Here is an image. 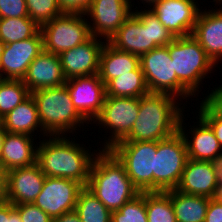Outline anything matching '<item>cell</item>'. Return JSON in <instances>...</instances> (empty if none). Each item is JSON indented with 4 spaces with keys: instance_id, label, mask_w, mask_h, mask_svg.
Here are the masks:
<instances>
[{
    "instance_id": "6da1fadb",
    "label": "cell",
    "mask_w": 222,
    "mask_h": 222,
    "mask_svg": "<svg viewBox=\"0 0 222 222\" xmlns=\"http://www.w3.org/2000/svg\"><path fill=\"white\" fill-rule=\"evenodd\" d=\"M70 137L71 135L47 136L41 140L39 135L36 163L46 177L70 179L86 187L91 165L100 149H94L91 153L88 149H91V145L86 147L84 143H78L75 137Z\"/></svg>"
},
{
    "instance_id": "7a4b0ae2",
    "label": "cell",
    "mask_w": 222,
    "mask_h": 222,
    "mask_svg": "<svg viewBox=\"0 0 222 222\" xmlns=\"http://www.w3.org/2000/svg\"><path fill=\"white\" fill-rule=\"evenodd\" d=\"M185 105L170 94L148 93L141 96L137 119L130 133L119 142H157L168 138L178 131Z\"/></svg>"
},
{
    "instance_id": "3957f363",
    "label": "cell",
    "mask_w": 222,
    "mask_h": 222,
    "mask_svg": "<svg viewBox=\"0 0 222 222\" xmlns=\"http://www.w3.org/2000/svg\"><path fill=\"white\" fill-rule=\"evenodd\" d=\"M86 188L111 212L140 194L119 160L109 150L102 149L93 160Z\"/></svg>"
},
{
    "instance_id": "277c9868",
    "label": "cell",
    "mask_w": 222,
    "mask_h": 222,
    "mask_svg": "<svg viewBox=\"0 0 222 222\" xmlns=\"http://www.w3.org/2000/svg\"><path fill=\"white\" fill-rule=\"evenodd\" d=\"M144 9V10H143ZM133 10L108 41L114 48L141 56L175 38L149 9Z\"/></svg>"
},
{
    "instance_id": "5b68a950",
    "label": "cell",
    "mask_w": 222,
    "mask_h": 222,
    "mask_svg": "<svg viewBox=\"0 0 222 222\" xmlns=\"http://www.w3.org/2000/svg\"><path fill=\"white\" fill-rule=\"evenodd\" d=\"M31 95L37 105L42 130L48 136L68 134L73 136L77 129L80 130L79 128H83L82 131H84V123L90 124L74 107L65 84L59 87L39 89L32 92Z\"/></svg>"
},
{
    "instance_id": "8992f818",
    "label": "cell",
    "mask_w": 222,
    "mask_h": 222,
    "mask_svg": "<svg viewBox=\"0 0 222 222\" xmlns=\"http://www.w3.org/2000/svg\"><path fill=\"white\" fill-rule=\"evenodd\" d=\"M167 47L178 81L194 97L199 96L203 88L200 85L211 77L208 74L213 73L217 65L192 35L175 37Z\"/></svg>"
},
{
    "instance_id": "52a82bcc",
    "label": "cell",
    "mask_w": 222,
    "mask_h": 222,
    "mask_svg": "<svg viewBox=\"0 0 222 222\" xmlns=\"http://www.w3.org/2000/svg\"><path fill=\"white\" fill-rule=\"evenodd\" d=\"M140 67L149 93L170 94L181 102L194 98L178 81L167 45L158 46L141 55Z\"/></svg>"
},
{
    "instance_id": "ba28073f",
    "label": "cell",
    "mask_w": 222,
    "mask_h": 222,
    "mask_svg": "<svg viewBox=\"0 0 222 222\" xmlns=\"http://www.w3.org/2000/svg\"><path fill=\"white\" fill-rule=\"evenodd\" d=\"M109 151L124 166L139 192H153V171L157 142H117Z\"/></svg>"
},
{
    "instance_id": "9c48e42d",
    "label": "cell",
    "mask_w": 222,
    "mask_h": 222,
    "mask_svg": "<svg viewBox=\"0 0 222 222\" xmlns=\"http://www.w3.org/2000/svg\"><path fill=\"white\" fill-rule=\"evenodd\" d=\"M188 160L185 141L177 131L166 139L157 141L153 171V192L175 189Z\"/></svg>"
},
{
    "instance_id": "30bf717a",
    "label": "cell",
    "mask_w": 222,
    "mask_h": 222,
    "mask_svg": "<svg viewBox=\"0 0 222 222\" xmlns=\"http://www.w3.org/2000/svg\"><path fill=\"white\" fill-rule=\"evenodd\" d=\"M85 14L62 13L40 26L43 50L59 55L88 41L92 35Z\"/></svg>"
},
{
    "instance_id": "8fae6325",
    "label": "cell",
    "mask_w": 222,
    "mask_h": 222,
    "mask_svg": "<svg viewBox=\"0 0 222 222\" xmlns=\"http://www.w3.org/2000/svg\"><path fill=\"white\" fill-rule=\"evenodd\" d=\"M140 108V98L132 97H106L100 114L92 122L99 128L107 130L110 136L105 138L101 150H109L117 142L122 141L131 131L137 119ZM107 138V139H106Z\"/></svg>"
},
{
    "instance_id": "7c38bea8",
    "label": "cell",
    "mask_w": 222,
    "mask_h": 222,
    "mask_svg": "<svg viewBox=\"0 0 222 222\" xmlns=\"http://www.w3.org/2000/svg\"><path fill=\"white\" fill-rule=\"evenodd\" d=\"M199 6L195 0H159L148 9L174 37H182L192 34L203 7Z\"/></svg>"
},
{
    "instance_id": "4fadbf2b",
    "label": "cell",
    "mask_w": 222,
    "mask_h": 222,
    "mask_svg": "<svg viewBox=\"0 0 222 222\" xmlns=\"http://www.w3.org/2000/svg\"><path fill=\"white\" fill-rule=\"evenodd\" d=\"M132 10L128 0H93L85 13L86 19L91 20L88 21L91 35L109 41Z\"/></svg>"
},
{
    "instance_id": "5bb4252c",
    "label": "cell",
    "mask_w": 222,
    "mask_h": 222,
    "mask_svg": "<svg viewBox=\"0 0 222 222\" xmlns=\"http://www.w3.org/2000/svg\"><path fill=\"white\" fill-rule=\"evenodd\" d=\"M65 85L76 110L92 125V121L100 114L106 98L104 82L96 74L66 79Z\"/></svg>"
},
{
    "instance_id": "9a60e30c",
    "label": "cell",
    "mask_w": 222,
    "mask_h": 222,
    "mask_svg": "<svg viewBox=\"0 0 222 222\" xmlns=\"http://www.w3.org/2000/svg\"><path fill=\"white\" fill-rule=\"evenodd\" d=\"M83 188L74 180L46 177L43 188L33 203L53 219L75 210L79 192Z\"/></svg>"
},
{
    "instance_id": "2e32d148",
    "label": "cell",
    "mask_w": 222,
    "mask_h": 222,
    "mask_svg": "<svg viewBox=\"0 0 222 222\" xmlns=\"http://www.w3.org/2000/svg\"><path fill=\"white\" fill-rule=\"evenodd\" d=\"M43 51L41 31L31 38L2 44L1 79L23 80L29 65Z\"/></svg>"
},
{
    "instance_id": "e0dca14e",
    "label": "cell",
    "mask_w": 222,
    "mask_h": 222,
    "mask_svg": "<svg viewBox=\"0 0 222 222\" xmlns=\"http://www.w3.org/2000/svg\"><path fill=\"white\" fill-rule=\"evenodd\" d=\"M105 40L92 36L85 43L60 53L59 59L66 79L98 74L99 59Z\"/></svg>"
},
{
    "instance_id": "ac0fdd59",
    "label": "cell",
    "mask_w": 222,
    "mask_h": 222,
    "mask_svg": "<svg viewBox=\"0 0 222 222\" xmlns=\"http://www.w3.org/2000/svg\"><path fill=\"white\" fill-rule=\"evenodd\" d=\"M185 116L182 114L180 117L178 131L185 141L188 159L202 161L214 159L222 151L214 131L199 115L195 117L198 118L197 125L195 123L192 126L187 125L190 127L188 129L186 123H184L187 120Z\"/></svg>"
},
{
    "instance_id": "d6986e66",
    "label": "cell",
    "mask_w": 222,
    "mask_h": 222,
    "mask_svg": "<svg viewBox=\"0 0 222 222\" xmlns=\"http://www.w3.org/2000/svg\"><path fill=\"white\" fill-rule=\"evenodd\" d=\"M45 178L37 163L8 171L7 201L13 205L33 203L43 188Z\"/></svg>"
},
{
    "instance_id": "ffe728a7",
    "label": "cell",
    "mask_w": 222,
    "mask_h": 222,
    "mask_svg": "<svg viewBox=\"0 0 222 222\" xmlns=\"http://www.w3.org/2000/svg\"><path fill=\"white\" fill-rule=\"evenodd\" d=\"M191 35L218 66L222 60V6L211 10L202 8Z\"/></svg>"
},
{
    "instance_id": "44dd1931",
    "label": "cell",
    "mask_w": 222,
    "mask_h": 222,
    "mask_svg": "<svg viewBox=\"0 0 222 222\" xmlns=\"http://www.w3.org/2000/svg\"><path fill=\"white\" fill-rule=\"evenodd\" d=\"M24 84L30 93L43 89L59 87L66 83L59 56L41 52L29 65Z\"/></svg>"
},
{
    "instance_id": "7402d4cb",
    "label": "cell",
    "mask_w": 222,
    "mask_h": 222,
    "mask_svg": "<svg viewBox=\"0 0 222 222\" xmlns=\"http://www.w3.org/2000/svg\"><path fill=\"white\" fill-rule=\"evenodd\" d=\"M26 134L5 133L0 165L7 171L36 163L38 142ZM34 145V146H33ZM37 145V146H36Z\"/></svg>"
},
{
    "instance_id": "603a6c76",
    "label": "cell",
    "mask_w": 222,
    "mask_h": 222,
    "mask_svg": "<svg viewBox=\"0 0 222 222\" xmlns=\"http://www.w3.org/2000/svg\"><path fill=\"white\" fill-rule=\"evenodd\" d=\"M217 181L209 161L188 159L176 190L212 198Z\"/></svg>"
},
{
    "instance_id": "cb8c5ba5",
    "label": "cell",
    "mask_w": 222,
    "mask_h": 222,
    "mask_svg": "<svg viewBox=\"0 0 222 222\" xmlns=\"http://www.w3.org/2000/svg\"><path fill=\"white\" fill-rule=\"evenodd\" d=\"M0 124L9 133L26 134L37 138L36 134L40 132L43 138L48 136L42 130L37 105L32 95L2 118Z\"/></svg>"
},
{
    "instance_id": "d4e9b609",
    "label": "cell",
    "mask_w": 222,
    "mask_h": 222,
    "mask_svg": "<svg viewBox=\"0 0 222 222\" xmlns=\"http://www.w3.org/2000/svg\"><path fill=\"white\" fill-rule=\"evenodd\" d=\"M140 66V56L114 48L108 41L102 47L98 75L106 85L111 79L132 74Z\"/></svg>"
},
{
    "instance_id": "484cf974",
    "label": "cell",
    "mask_w": 222,
    "mask_h": 222,
    "mask_svg": "<svg viewBox=\"0 0 222 222\" xmlns=\"http://www.w3.org/2000/svg\"><path fill=\"white\" fill-rule=\"evenodd\" d=\"M165 192L171 198L176 222H204L210 198L185 194L176 189Z\"/></svg>"
},
{
    "instance_id": "4316f807",
    "label": "cell",
    "mask_w": 222,
    "mask_h": 222,
    "mask_svg": "<svg viewBox=\"0 0 222 222\" xmlns=\"http://www.w3.org/2000/svg\"><path fill=\"white\" fill-rule=\"evenodd\" d=\"M106 97L140 98L149 93L141 67L111 79L106 85Z\"/></svg>"
},
{
    "instance_id": "83f0119b",
    "label": "cell",
    "mask_w": 222,
    "mask_h": 222,
    "mask_svg": "<svg viewBox=\"0 0 222 222\" xmlns=\"http://www.w3.org/2000/svg\"><path fill=\"white\" fill-rule=\"evenodd\" d=\"M40 26L29 17L0 18V43L9 44L35 36Z\"/></svg>"
},
{
    "instance_id": "f1b7e54d",
    "label": "cell",
    "mask_w": 222,
    "mask_h": 222,
    "mask_svg": "<svg viewBox=\"0 0 222 222\" xmlns=\"http://www.w3.org/2000/svg\"><path fill=\"white\" fill-rule=\"evenodd\" d=\"M75 212L81 222H111V211L86 187L79 192Z\"/></svg>"
},
{
    "instance_id": "f546056e",
    "label": "cell",
    "mask_w": 222,
    "mask_h": 222,
    "mask_svg": "<svg viewBox=\"0 0 222 222\" xmlns=\"http://www.w3.org/2000/svg\"><path fill=\"white\" fill-rule=\"evenodd\" d=\"M222 85L215 86L213 90L207 91L205 97L200 101L198 115L211 127L222 148V101L217 97Z\"/></svg>"
},
{
    "instance_id": "4dcf8cb0",
    "label": "cell",
    "mask_w": 222,
    "mask_h": 222,
    "mask_svg": "<svg viewBox=\"0 0 222 222\" xmlns=\"http://www.w3.org/2000/svg\"><path fill=\"white\" fill-rule=\"evenodd\" d=\"M30 95L23 80L0 78V120Z\"/></svg>"
},
{
    "instance_id": "1f68e13d",
    "label": "cell",
    "mask_w": 222,
    "mask_h": 222,
    "mask_svg": "<svg viewBox=\"0 0 222 222\" xmlns=\"http://www.w3.org/2000/svg\"><path fill=\"white\" fill-rule=\"evenodd\" d=\"M148 222H176L171 198L166 192H146Z\"/></svg>"
},
{
    "instance_id": "d6a6232c",
    "label": "cell",
    "mask_w": 222,
    "mask_h": 222,
    "mask_svg": "<svg viewBox=\"0 0 222 222\" xmlns=\"http://www.w3.org/2000/svg\"><path fill=\"white\" fill-rule=\"evenodd\" d=\"M111 222H148L146 192H141L119 210L112 211Z\"/></svg>"
},
{
    "instance_id": "836d02e7",
    "label": "cell",
    "mask_w": 222,
    "mask_h": 222,
    "mask_svg": "<svg viewBox=\"0 0 222 222\" xmlns=\"http://www.w3.org/2000/svg\"><path fill=\"white\" fill-rule=\"evenodd\" d=\"M28 17L39 26L61 15L58 0H25Z\"/></svg>"
},
{
    "instance_id": "e575fe53",
    "label": "cell",
    "mask_w": 222,
    "mask_h": 222,
    "mask_svg": "<svg viewBox=\"0 0 222 222\" xmlns=\"http://www.w3.org/2000/svg\"><path fill=\"white\" fill-rule=\"evenodd\" d=\"M22 222H52L53 219L34 203L14 205Z\"/></svg>"
},
{
    "instance_id": "d590c367",
    "label": "cell",
    "mask_w": 222,
    "mask_h": 222,
    "mask_svg": "<svg viewBox=\"0 0 222 222\" xmlns=\"http://www.w3.org/2000/svg\"><path fill=\"white\" fill-rule=\"evenodd\" d=\"M28 17L25 0H0V18Z\"/></svg>"
},
{
    "instance_id": "8d00e7d4",
    "label": "cell",
    "mask_w": 222,
    "mask_h": 222,
    "mask_svg": "<svg viewBox=\"0 0 222 222\" xmlns=\"http://www.w3.org/2000/svg\"><path fill=\"white\" fill-rule=\"evenodd\" d=\"M93 0H58L59 10L66 14H85Z\"/></svg>"
},
{
    "instance_id": "74e56055",
    "label": "cell",
    "mask_w": 222,
    "mask_h": 222,
    "mask_svg": "<svg viewBox=\"0 0 222 222\" xmlns=\"http://www.w3.org/2000/svg\"><path fill=\"white\" fill-rule=\"evenodd\" d=\"M204 222H222V201L210 198Z\"/></svg>"
},
{
    "instance_id": "f35d334b",
    "label": "cell",
    "mask_w": 222,
    "mask_h": 222,
    "mask_svg": "<svg viewBox=\"0 0 222 222\" xmlns=\"http://www.w3.org/2000/svg\"><path fill=\"white\" fill-rule=\"evenodd\" d=\"M7 174L8 171L0 165V203L7 201Z\"/></svg>"
},
{
    "instance_id": "ab89813d",
    "label": "cell",
    "mask_w": 222,
    "mask_h": 222,
    "mask_svg": "<svg viewBox=\"0 0 222 222\" xmlns=\"http://www.w3.org/2000/svg\"><path fill=\"white\" fill-rule=\"evenodd\" d=\"M211 163L212 169L216 181L219 182L222 180V151L214 158L209 161Z\"/></svg>"
},
{
    "instance_id": "60d3db41",
    "label": "cell",
    "mask_w": 222,
    "mask_h": 222,
    "mask_svg": "<svg viewBox=\"0 0 222 222\" xmlns=\"http://www.w3.org/2000/svg\"><path fill=\"white\" fill-rule=\"evenodd\" d=\"M52 222H81L78 214L74 211L62 214L59 217L53 218Z\"/></svg>"
},
{
    "instance_id": "b9f144b4",
    "label": "cell",
    "mask_w": 222,
    "mask_h": 222,
    "mask_svg": "<svg viewBox=\"0 0 222 222\" xmlns=\"http://www.w3.org/2000/svg\"><path fill=\"white\" fill-rule=\"evenodd\" d=\"M9 219V201L0 203V222H8Z\"/></svg>"
},
{
    "instance_id": "7bdbcfd3",
    "label": "cell",
    "mask_w": 222,
    "mask_h": 222,
    "mask_svg": "<svg viewBox=\"0 0 222 222\" xmlns=\"http://www.w3.org/2000/svg\"><path fill=\"white\" fill-rule=\"evenodd\" d=\"M8 222H22L19 212L14 208V205L10 202Z\"/></svg>"
},
{
    "instance_id": "ee69618b",
    "label": "cell",
    "mask_w": 222,
    "mask_h": 222,
    "mask_svg": "<svg viewBox=\"0 0 222 222\" xmlns=\"http://www.w3.org/2000/svg\"><path fill=\"white\" fill-rule=\"evenodd\" d=\"M212 199L217 200V201H222V180L217 182Z\"/></svg>"
},
{
    "instance_id": "f6af8a7d",
    "label": "cell",
    "mask_w": 222,
    "mask_h": 222,
    "mask_svg": "<svg viewBox=\"0 0 222 222\" xmlns=\"http://www.w3.org/2000/svg\"><path fill=\"white\" fill-rule=\"evenodd\" d=\"M129 1V3H130V5H131V7L133 8L134 6L132 5V0H128ZM139 1H142L141 3L144 5H146V6H143V7H146V9L147 8H149V7H151L155 2H157V1H159V0H139ZM148 4V5H147ZM148 6V7H147Z\"/></svg>"
},
{
    "instance_id": "bcb514c9",
    "label": "cell",
    "mask_w": 222,
    "mask_h": 222,
    "mask_svg": "<svg viewBox=\"0 0 222 222\" xmlns=\"http://www.w3.org/2000/svg\"><path fill=\"white\" fill-rule=\"evenodd\" d=\"M5 133H6V131L4 130L3 126L0 124V155L2 152V144H3L4 137H5Z\"/></svg>"
},
{
    "instance_id": "7dc6e473",
    "label": "cell",
    "mask_w": 222,
    "mask_h": 222,
    "mask_svg": "<svg viewBox=\"0 0 222 222\" xmlns=\"http://www.w3.org/2000/svg\"><path fill=\"white\" fill-rule=\"evenodd\" d=\"M1 57H2V44L0 43V78H1Z\"/></svg>"
},
{
    "instance_id": "c3c4849f",
    "label": "cell",
    "mask_w": 222,
    "mask_h": 222,
    "mask_svg": "<svg viewBox=\"0 0 222 222\" xmlns=\"http://www.w3.org/2000/svg\"><path fill=\"white\" fill-rule=\"evenodd\" d=\"M195 1H197V0H195ZM210 2H215L214 5H217L219 3L218 5L221 6V4H222V0H213V1H210Z\"/></svg>"
},
{
    "instance_id": "681fc988",
    "label": "cell",
    "mask_w": 222,
    "mask_h": 222,
    "mask_svg": "<svg viewBox=\"0 0 222 222\" xmlns=\"http://www.w3.org/2000/svg\"><path fill=\"white\" fill-rule=\"evenodd\" d=\"M222 101V89L219 92V95L217 96Z\"/></svg>"
}]
</instances>
